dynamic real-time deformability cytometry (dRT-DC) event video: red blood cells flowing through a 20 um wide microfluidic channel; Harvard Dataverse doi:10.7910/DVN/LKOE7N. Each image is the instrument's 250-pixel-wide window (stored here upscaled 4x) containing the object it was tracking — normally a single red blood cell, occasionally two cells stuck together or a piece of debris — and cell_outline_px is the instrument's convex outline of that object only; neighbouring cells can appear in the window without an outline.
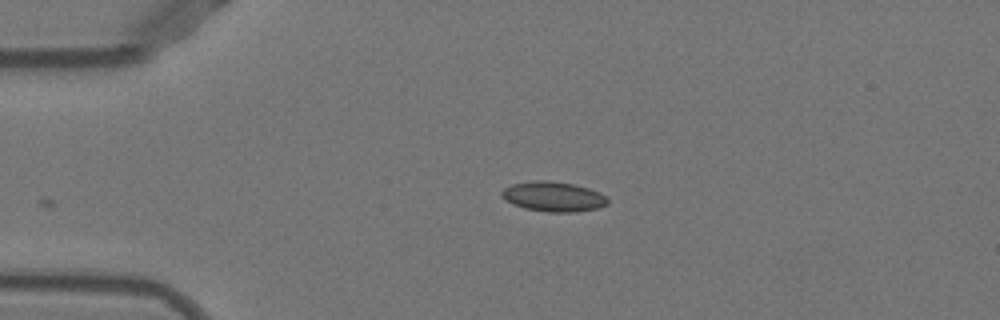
{"species": "Egyptian fruit bat (a non-hibernating species)", "species_latin": "Rousettus aegyptiacus", "temperature_condition": "warm", "stored_images_in_passage": 38, "camera_frame_rate_fps": 3000, "um_per_image_px": 0.085, "animal": {"sex": "female"}, "frame": {"image": 1, "passage_image": 1, "time_ms": 0.0, "image_size_px": [1000, 320], "cell_outline_px": [[608, 204], [596, 208], [572, 212], [548, 212], [524, 208], [512, 204], [504, 200], [500, 196], [500, 192], [504, 188], [512, 184], [532, 180], [548, 180], [572, 184], [588, 188], [600, 192], [608, 200]], "centroid_in_image_um": [46.98, 16.7], "position_along_channel_um": 38.0, "area_um2": 18.5}}
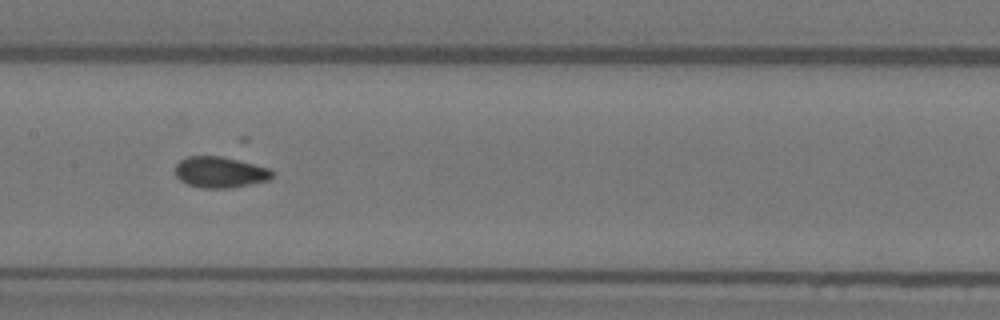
{"frame": {"image": 2, "passage_image": 15, "time_ms": 4.667, "image_size_px": [1000, 320], "cell_outline_px": [[272, 176], [268, 180], [228, 188], [200, 188], [188, 184], [180, 180], [176, 176], [176, 164], [180, 160], [188, 156], [220, 156], [268, 168], [272, 172]], "centroid_in_image_um": [18.64, 14.64], "position_along_channel_um": 188.8, "area_um2": 17.17}}
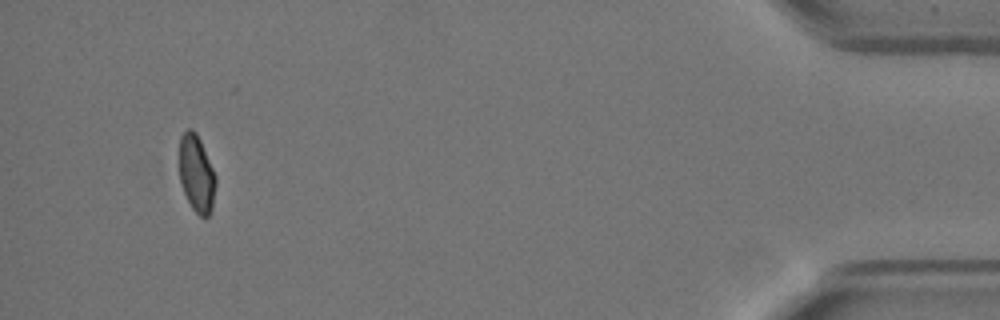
{"frame": {"image": 3, "passage_image": 38, "time_ms": 12.333, "image_size_px": [1000, 320], "cell_outline_px": [[216, 184], [212, 208], [208, 216], [204, 220], [192, 208], [184, 192], [180, 180], [180, 136], [188, 128], [192, 128], [196, 132], [200, 140], [216, 176]], "centroid_in_image_um": [16.71, 14.78], "position_along_channel_um": 418.5, "area_um2": 16.3}}